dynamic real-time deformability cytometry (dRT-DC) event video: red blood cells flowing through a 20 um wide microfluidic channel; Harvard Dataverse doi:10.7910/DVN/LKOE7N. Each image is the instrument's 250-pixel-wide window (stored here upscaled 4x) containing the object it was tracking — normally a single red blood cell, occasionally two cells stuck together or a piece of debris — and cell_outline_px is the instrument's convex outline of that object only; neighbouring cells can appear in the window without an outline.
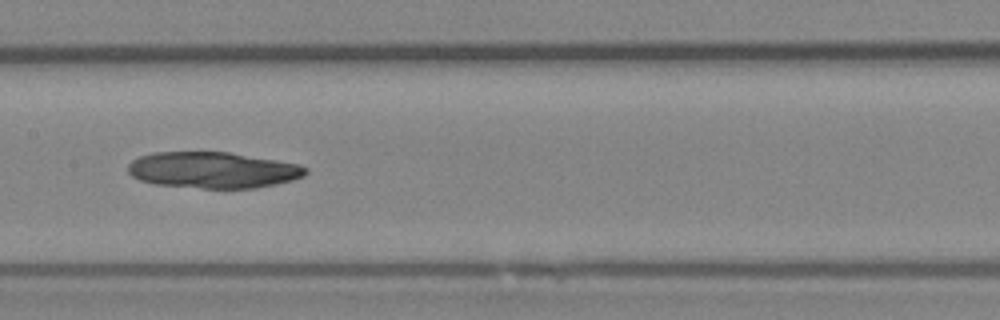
{"species": "Egyptian fruit bat (a non-hibernating species)", "species_latin": "Rousettus aegyptiacus", "temperature_condition": "room temperature", "stored_images_in_passage": 35, "camera_frame_rate_fps": 3000, "um_per_image_px": 0.085, "animal": {"sex": "female"}, "frame": {"image": 1, "passage_image": 10, "time_ms": 3.0, "image_size_px": [1000, 320], "cell_outline_px": [[308, 172], [304, 176], [292, 180], [276, 184], [256, 188], [200, 188], [152, 184], [140, 180], [132, 176], [128, 172], [128, 164], [132, 160], [140, 156], [152, 152], [228, 152], [300, 164], [308, 168]], "centroid_in_image_um": [18.09, 14.46], "position_along_channel_um": 189.3, "area_um2": 37.63}}
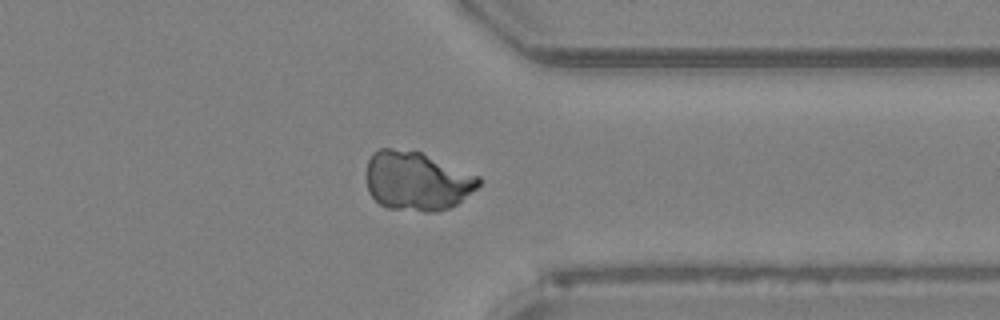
{"frame": {"image": 2, "passage_image": 24, "time_ms": 7.667, "image_size_px": [1000, 320], "cell_outline_px": [[480, 184], [476, 188], [456, 204], [448, 208], [436, 212], [424, 212], [388, 208], [380, 204], [368, 192], [368, 160], [372, 152], [380, 148], [392, 148], [420, 152], [480, 176]], "centroid_in_image_um": [35.43, 15.39], "position_along_channel_um": 376.0, "area_um2": 38.44}}
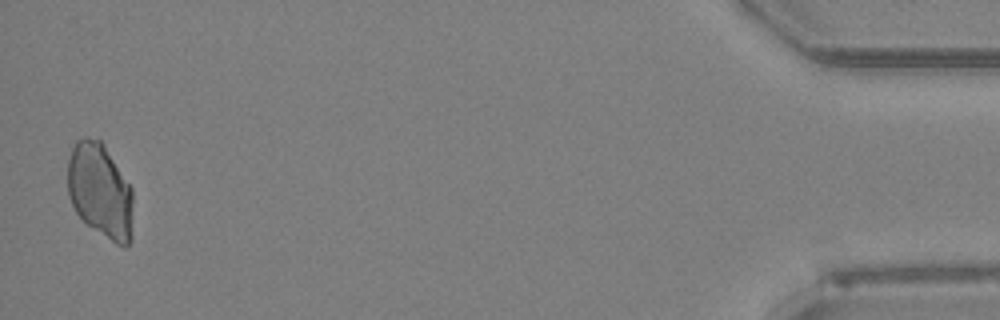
{"frame": {"image": 3, "passage_image": 34, "time_ms": 11.0, "image_size_px": [1000, 320], "cell_outline_px": [[132, 240], [124, 248], [116, 244], [88, 224], [76, 212], [68, 196], [68, 156], [76, 140], [84, 136], [100, 140], [104, 144], [132, 188]], "centroid_in_image_um": [8.52, 16.2], "position_along_channel_um": 426.7, "area_um2": 36.18}}